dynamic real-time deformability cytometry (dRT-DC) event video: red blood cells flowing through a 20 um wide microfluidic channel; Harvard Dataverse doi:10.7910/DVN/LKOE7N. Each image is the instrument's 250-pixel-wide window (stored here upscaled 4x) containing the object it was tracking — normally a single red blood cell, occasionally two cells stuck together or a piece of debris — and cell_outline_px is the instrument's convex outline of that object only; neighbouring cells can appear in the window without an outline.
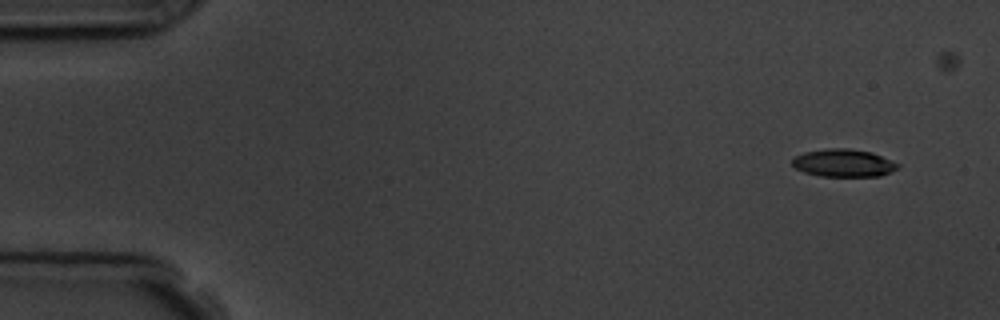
{"species": "common noctule bat (a hibernating species)", "species_latin": "Nyctalus noctula", "temperature_condition": "room temperature", "stored_images_in_passage": 5, "segment_of_instrument_passage": [1, 2], "camera_frame_rate_fps": 3000, "um_per_image_px": 0.085, "animal": {"sex": "male", "body_mass_g": 19.5, "forearm_length_mm": 54.6}, "frame": {"image": 1, "passage_image": 1, "time_ms": 0.0, "image_size_px": [1000, 320], "cell_outline_px": [[900, 168], [880, 176], [820, 176], [804, 172], [796, 168], [792, 164], [792, 160], [796, 156], [804, 152], [828, 148], [848, 148], [872, 152], [900, 164]], "centroid_in_image_um": [71.72, 13.85], "position_along_channel_um": 13.3, "area_um2": 17.05}}
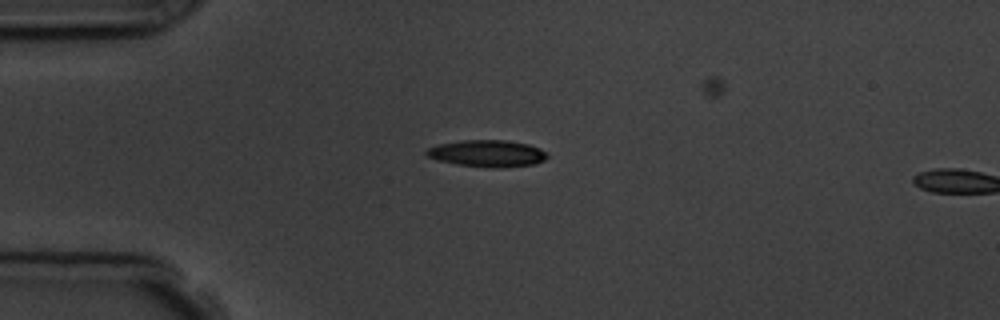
{"frame": {"image": 2, "passage_image": 4, "time_ms": 3.333, "image_size_px": [1000, 320], "cell_outline_px": [[548, 156], [544, 160], [536, 164], [500, 168], [492, 168], [456, 164], [436, 160], [428, 156], [424, 152], [428, 148], [440, 144], [464, 140], [508, 140], [528, 144], [540, 148]], "centroid_in_image_um": [41.43, 13.05], "position_along_channel_um": 43.6, "area_um2": 18.9}}